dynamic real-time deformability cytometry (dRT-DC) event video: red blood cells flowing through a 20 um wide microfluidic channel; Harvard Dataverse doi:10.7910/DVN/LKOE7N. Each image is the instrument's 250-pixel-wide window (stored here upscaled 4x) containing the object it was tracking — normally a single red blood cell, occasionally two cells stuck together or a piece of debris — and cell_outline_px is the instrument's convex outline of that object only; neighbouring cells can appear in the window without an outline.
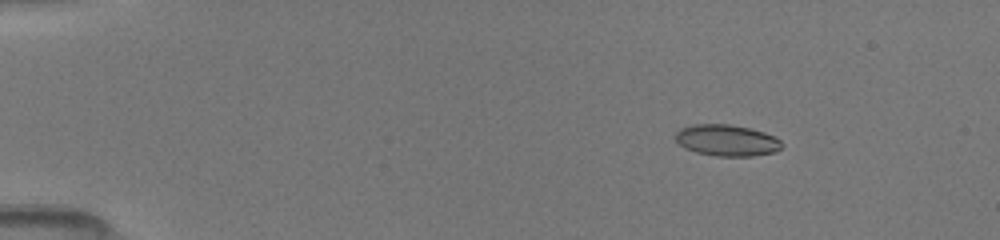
{"species": "common noctule bat (a hibernating species)", "species_latin": "Nyctalus noctula", "temperature_condition": "room temperature", "stored_images_in_passage": 17, "camera_frame_rate_fps": 3000, "um_per_image_px": 0.085, "animal": {"sex": "female", "body_mass_g": 19.5, "forearm_length_mm": 54.1}, "frame": {"image": 1, "passage_image": 6, "time_ms": 2.0, "image_size_px": [1000, 240], "cell_outline_px": [[784, 144], [776, 152], [752, 156], [716, 156], [696, 152], [684, 148], [676, 140], [676, 132], [680, 128], [692, 124], [728, 124], [748, 128], [764, 132], [776, 136]], "centroid_in_image_um": [61.79, 11.93], "position_along_channel_um": 23.2, "area_um2": 19.54}}
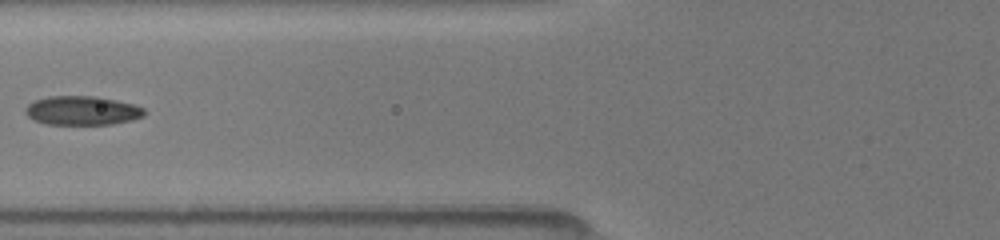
{"frame": {"image": 2, "passage_image": 15, "time_ms": 6.667, "image_size_px": [1000, 240], "cell_outline_px": [[144, 116], [132, 120], [112, 124], [48, 124], [36, 120], [28, 116], [24, 112], [24, 108], [28, 104], [36, 100], [48, 96], [96, 96], [116, 100], [132, 104], [144, 108]], "centroid_in_image_um": [6.98, 9.39], "position_along_channel_um": 118.8, "area_um2": 20.0}}
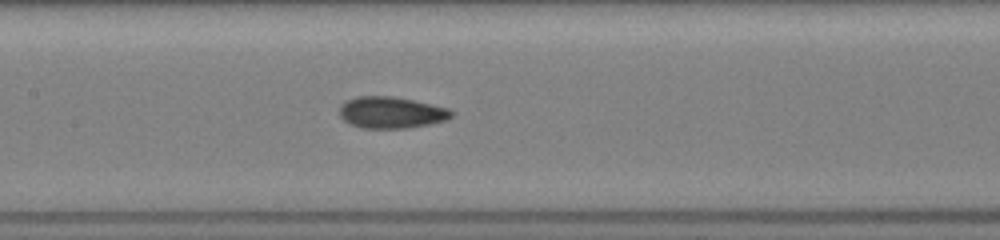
{"frame": {"image": 3, "passage_image": 17, "time_ms": 8.0, "image_size_px": [1000, 240], "cell_outline_px": [[452, 116], [448, 120], [408, 128], [360, 128], [348, 124], [340, 116], [340, 104], [344, 100], [356, 96], [392, 96], [412, 100], [448, 108], [452, 112]], "centroid_in_image_um": [33.2, 9.56], "position_along_channel_um": 174.2, "area_um2": 20.69}}